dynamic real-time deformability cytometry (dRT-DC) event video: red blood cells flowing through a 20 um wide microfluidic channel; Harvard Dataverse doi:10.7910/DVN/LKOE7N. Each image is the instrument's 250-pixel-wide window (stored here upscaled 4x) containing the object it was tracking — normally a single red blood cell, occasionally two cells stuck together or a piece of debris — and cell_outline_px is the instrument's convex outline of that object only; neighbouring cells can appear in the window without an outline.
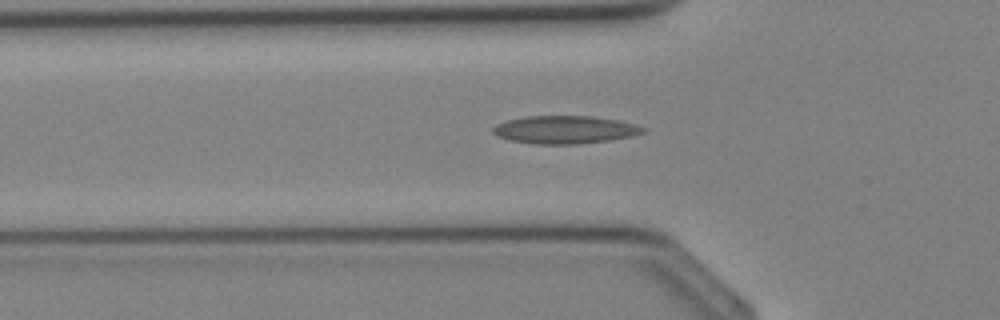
{"species": "Egyptian fruit bat (a non-hibernating species)", "species_latin": "Rousettus aegyptiacus", "temperature_condition": "cold", "stored_images_in_passage": 36, "camera_frame_rate_fps": 3000, "um_per_image_px": 0.085, "animal": {"sex": "female"}, "frame": {"image": 1, "passage_image": 12, "time_ms": 3.667, "image_size_px": [1000, 320], "cell_outline_px": [[648, 128], [644, 132], [632, 136], [612, 140], [580, 144], [536, 144], [512, 140], [496, 136], [492, 132], [492, 128], [496, 124], [508, 120], [528, 116], [592, 116], [620, 120]], "centroid_in_image_um": [48.05, 11.02], "position_along_channel_um": 77.7, "area_um2": 24.51}}
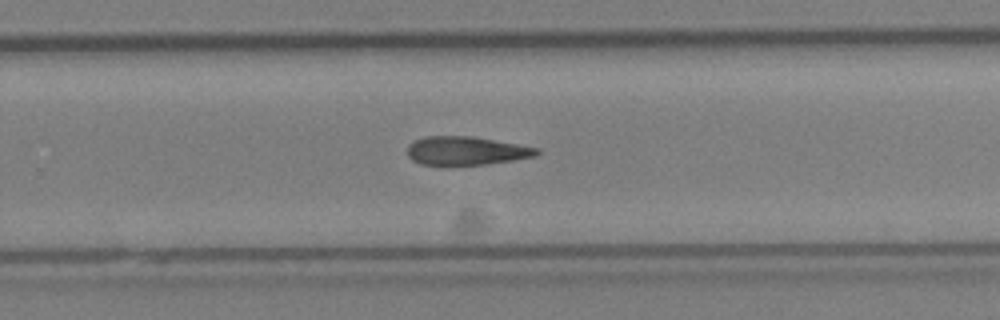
{"frame": {"image": 2, "passage_image": 23, "time_ms": 7.333, "image_size_px": [1000, 320], "cell_outline_px": [[540, 152], [536, 156], [488, 164], [448, 168], [420, 164], [412, 160], [408, 156], [408, 144], [424, 136], [472, 136], [540, 148]], "centroid_in_image_um": [39.58, 12.86], "position_along_channel_um": 290.2, "area_um2": 22.31}}
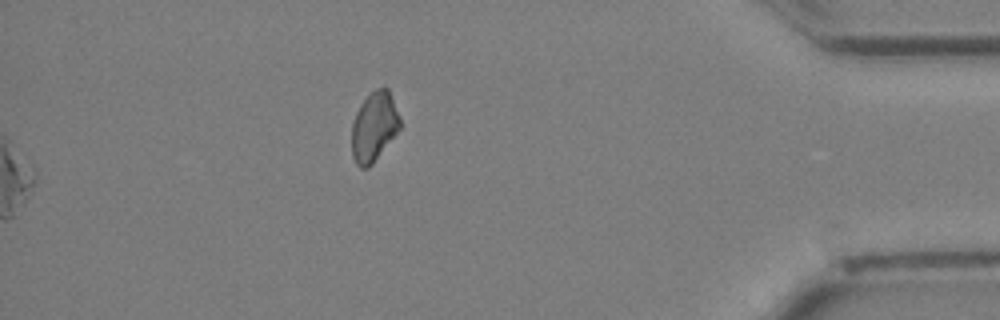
{"frame": {"image": 3, "passage_image": 36, "time_ms": 11.667, "image_size_px": [1000, 320], "cell_outline_px": [[400, 128], [372, 164], [368, 168], [360, 168], [356, 164], [352, 156], [352, 124], [356, 112], [360, 104], [376, 88], [384, 84], [388, 88], [400, 116]], "centroid_in_image_um": [31.79, 10.75], "position_along_channel_um": 403.4, "area_um2": 19.54}}